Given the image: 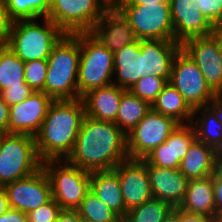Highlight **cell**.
<instances>
[{"instance_id":"cell-1","label":"cell","mask_w":222,"mask_h":222,"mask_svg":"<svg viewBox=\"0 0 222 222\" xmlns=\"http://www.w3.org/2000/svg\"><path fill=\"white\" fill-rule=\"evenodd\" d=\"M129 159L127 136L114 123L85 116L66 160L89 173L114 169Z\"/></svg>"},{"instance_id":"cell-2","label":"cell","mask_w":222,"mask_h":222,"mask_svg":"<svg viewBox=\"0 0 222 222\" xmlns=\"http://www.w3.org/2000/svg\"><path fill=\"white\" fill-rule=\"evenodd\" d=\"M85 116L81 98L54 100L51 103L35 136L36 150L42 162L62 160L70 155Z\"/></svg>"},{"instance_id":"cell-3","label":"cell","mask_w":222,"mask_h":222,"mask_svg":"<svg viewBox=\"0 0 222 222\" xmlns=\"http://www.w3.org/2000/svg\"><path fill=\"white\" fill-rule=\"evenodd\" d=\"M80 33L65 34L47 58L45 93L53 100H74L78 95Z\"/></svg>"},{"instance_id":"cell-4","label":"cell","mask_w":222,"mask_h":222,"mask_svg":"<svg viewBox=\"0 0 222 222\" xmlns=\"http://www.w3.org/2000/svg\"><path fill=\"white\" fill-rule=\"evenodd\" d=\"M17 20L12 24L9 47L24 62L47 60L53 47L65 33L50 19Z\"/></svg>"},{"instance_id":"cell-5","label":"cell","mask_w":222,"mask_h":222,"mask_svg":"<svg viewBox=\"0 0 222 222\" xmlns=\"http://www.w3.org/2000/svg\"><path fill=\"white\" fill-rule=\"evenodd\" d=\"M42 167L35 137L0 134V187L27 177Z\"/></svg>"},{"instance_id":"cell-6","label":"cell","mask_w":222,"mask_h":222,"mask_svg":"<svg viewBox=\"0 0 222 222\" xmlns=\"http://www.w3.org/2000/svg\"><path fill=\"white\" fill-rule=\"evenodd\" d=\"M114 53L89 32L80 33V63L77 88L82 97L95 88L113 84Z\"/></svg>"},{"instance_id":"cell-7","label":"cell","mask_w":222,"mask_h":222,"mask_svg":"<svg viewBox=\"0 0 222 222\" xmlns=\"http://www.w3.org/2000/svg\"><path fill=\"white\" fill-rule=\"evenodd\" d=\"M42 168L50 182L52 199L62 209L76 210L90 190V173L66 159L43 161Z\"/></svg>"},{"instance_id":"cell-8","label":"cell","mask_w":222,"mask_h":222,"mask_svg":"<svg viewBox=\"0 0 222 222\" xmlns=\"http://www.w3.org/2000/svg\"><path fill=\"white\" fill-rule=\"evenodd\" d=\"M110 7L105 0H50L47 18L65 34L86 33Z\"/></svg>"},{"instance_id":"cell-9","label":"cell","mask_w":222,"mask_h":222,"mask_svg":"<svg viewBox=\"0 0 222 222\" xmlns=\"http://www.w3.org/2000/svg\"><path fill=\"white\" fill-rule=\"evenodd\" d=\"M130 22L138 40L174 41V28L169 3L115 5Z\"/></svg>"},{"instance_id":"cell-10","label":"cell","mask_w":222,"mask_h":222,"mask_svg":"<svg viewBox=\"0 0 222 222\" xmlns=\"http://www.w3.org/2000/svg\"><path fill=\"white\" fill-rule=\"evenodd\" d=\"M168 82L176 88L193 110L207 106L216 96L207 85L200 69L182 49L174 57Z\"/></svg>"},{"instance_id":"cell-11","label":"cell","mask_w":222,"mask_h":222,"mask_svg":"<svg viewBox=\"0 0 222 222\" xmlns=\"http://www.w3.org/2000/svg\"><path fill=\"white\" fill-rule=\"evenodd\" d=\"M178 126L179 123L173 118L151 109L126 135L129 159L145 158L154 148L164 143Z\"/></svg>"},{"instance_id":"cell-12","label":"cell","mask_w":222,"mask_h":222,"mask_svg":"<svg viewBox=\"0 0 222 222\" xmlns=\"http://www.w3.org/2000/svg\"><path fill=\"white\" fill-rule=\"evenodd\" d=\"M4 189L10 208L25 214L52 200L50 182L42 167L27 177L5 185Z\"/></svg>"},{"instance_id":"cell-13","label":"cell","mask_w":222,"mask_h":222,"mask_svg":"<svg viewBox=\"0 0 222 222\" xmlns=\"http://www.w3.org/2000/svg\"><path fill=\"white\" fill-rule=\"evenodd\" d=\"M181 49L197 65L207 85L215 94H222V56L216 41L209 35L184 41Z\"/></svg>"},{"instance_id":"cell-14","label":"cell","mask_w":222,"mask_h":222,"mask_svg":"<svg viewBox=\"0 0 222 222\" xmlns=\"http://www.w3.org/2000/svg\"><path fill=\"white\" fill-rule=\"evenodd\" d=\"M114 170L119 177L127 211L153 198L144 159H127L119 163Z\"/></svg>"},{"instance_id":"cell-15","label":"cell","mask_w":222,"mask_h":222,"mask_svg":"<svg viewBox=\"0 0 222 222\" xmlns=\"http://www.w3.org/2000/svg\"><path fill=\"white\" fill-rule=\"evenodd\" d=\"M53 101L45 92H34L26 100L11 106L8 133L35 137Z\"/></svg>"},{"instance_id":"cell-16","label":"cell","mask_w":222,"mask_h":222,"mask_svg":"<svg viewBox=\"0 0 222 222\" xmlns=\"http://www.w3.org/2000/svg\"><path fill=\"white\" fill-rule=\"evenodd\" d=\"M174 28V41H184L211 34L213 25L201 13L197 3L190 0H169Z\"/></svg>"},{"instance_id":"cell-17","label":"cell","mask_w":222,"mask_h":222,"mask_svg":"<svg viewBox=\"0 0 222 222\" xmlns=\"http://www.w3.org/2000/svg\"><path fill=\"white\" fill-rule=\"evenodd\" d=\"M89 33L112 53L138 40L130 22L115 6L104 13Z\"/></svg>"},{"instance_id":"cell-18","label":"cell","mask_w":222,"mask_h":222,"mask_svg":"<svg viewBox=\"0 0 222 222\" xmlns=\"http://www.w3.org/2000/svg\"><path fill=\"white\" fill-rule=\"evenodd\" d=\"M195 139V130L191 124H179L164 143L143 159L153 166L179 169L181 160Z\"/></svg>"},{"instance_id":"cell-19","label":"cell","mask_w":222,"mask_h":222,"mask_svg":"<svg viewBox=\"0 0 222 222\" xmlns=\"http://www.w3.org/2000/svg\"><path fill=\"white\" fill-rule=\"evenodd\" d=\"M181 49L176 41L161 39L140 40L143 56V78L157 76L170 80L175 55Z\"/></svg>"},{"instance_id":"cell-20","label":"cell","mask_w":222,"mask_h":222,"mask_svg":"<svg viewBox=\"0 0 222 222\" xmlns=\"http://www.w3.org/2000/svg\"><path fill=\"white\" fill-rule=\"evenodd\" d=\"M151 191L154 198L168 202L173 207L182 203L189 180L179 169L163 168L146 162Z\"/></svg>"},{"instance_id":"cell-21","label":"cell","mask_w":222,"mask_h":222,"mask_svg":"<svg viewBox=\"0 0 222 222\" xmlns=\"http://www.w3.org/2000/svg\"><path fill=\"white\" fill-rule=\"evenodd\" d=\"M125 91L115 84L88 91L81 97L86 116L102 121L115 122L122 94Z\"/></svg>"},{"instance_id":"cell-22","label":"cell","mask_w":222,"mask_h":222,"mask_svg":"<svg viewBox=\"0 0 222 222\" xmlns=\"http://www.w3.org/2000/svg\"><path fill=\"white\" fill-rule=\"evenodd\" d=\"M140 78H143V56L137 40L114 53L113 84L129 90Z\"/></svg>"},{"instance_id":"cell-23","label":"cell","mask_w":222,"mask_h":222,"mask_svg":"<svg viewBox=\"0 0 222 222\" xmlns=\"http://www.w3.org/2000/svg\"><path fill=\"white\" fill-rule=\"evenodd\" d=\"M178 208L187 213L207 215L220 220L215 207L212 175L189 180L185 197Z\"/></svg>"},{"instance_id":"cell-24","label":"cell","mask_w":222,"mask_h":222,"mask_svg":"<svg viewBox=\"0 0 222 222\" xmlns=\"http://www.w3.org/2000/svg\"><path fill=\"white\" fill-rule=\"evenodd\" d=\"M217 165L213 147L195 139L181 160L179 170L188 180H194L213 175Z\"/></svg>"},{"instance_id":"cell-25","label":"cell","mask_w":222,"mask_h":222,"mask_svg":"<svg viewBox=\"0 0 222 222\" xmlns=\"http://www.w3.org/2000/svg\"><path fill=\"white\" fill-rule=\"evenodd\" d=\"M90 190L121 219L125 217L127 210L120 189L119 177L114 169L91 172Z\"/></svg>"},{"instance_id":"cell-26","label":"cell","mask_w":222,"mask_h":222,"mask_svg":"<svg viewBox=\"0 0 222 222\" xmlns=\"http://www.w3.org/2000/svg\"><path fill=\"white\" fill-rule=\"evenodd\" d=\"M154 112L173 118L179 124H191L194 110L169 82L151 104Z\"/></svg>"},{"instance_id":"cell-27","label":"cell","mask_w":222,"mask_h":222,"mask_svg":"<svg viewBox=\"0 0 222 222\" xmlns=\"http://www.w3.org/2000/svg\"><path fill=\"white\" fill-rule=\"evenodd\" d=\"M151 110V105L129 90L122 94L115 124L127 135Z\"/></svg>"},{"instance_id":"cell-28","label":"cell","mask_w":222,"mask_h":222,"mask_svg":"<svg viewBox=\"0 0 222 222\" xmlns=\"http://www.w3.org/2000/svg\"><path fill=\"white\" fill-rule=\"evenodd\" d=\"M191 125L196 139L205 145L214 147L222 137V124L208 106L194 109Z\"/></svg>"},{"instance_id":"cell-29","label":"cell","mask_w":222,"mask_h":222,"mask_svg":"<svg viewBox=\"0 0 222 222\" xmlns=\"http://www.w3.org/2000/svg\"><path fill=\"white\" fill-rule=\"evenodd\" d=\"M25 62L9 47H0V93L25 83Z\"/></svg>"},{"instance_id":"cell-30","label":"cell","mask_w":222,"mask_h":222,"mask_svg":"<svg viewBox=\"0 0 222 222\" xmlns=\"http://www.w3.org/2000/svg\"><path fill=\"white\" fill-rule=\"evenodd\" d=\"M173 209L168 202L153 197L128 210L122 222H163Z\"/></svg>"},{"instance_id":"cell-31","label":"cell","mask_w":222,"mask_h":222,"mask_svg":"<svg viewBox=\"0 0 222 222\" xmlns=\"http://www.w3.org/2000/svg\"><path fill=\"white\" fill-rule=\"evenodd\" d=\"M13 21L40 19L48 16L50 0H4Z\"/></svg>"},{"instance_id":"cell-32","label":"cell","mask_w":222,"mask_h":222,"mask_svg":"<svg viewBox=\"0 0 222 222\" xmlns=\"http://www.w3.org/2000/svg\"><path fill=\"white\" fill-rule=\"evenodd\" d=\"M81 216L93 222H122V219L104 204L91 190L76 209Z\"/></svg>"},{"instance_id":"cell-33","label":"cell","mask_w":222,"mask_h":222,"mask_svg":"<svg viewBox=\"0 0 222 222\" xmlns=\"http://www.w3.org/2000/svg\"><path fill=\"white\" fill-rule=\"evenodd\" d=\"M167 83L162 77L147 76L140 78L129 91L151 105Z\"/></svg>"},{"instance_id":"cell-34","label":"cell","mask_w":222,"mask_h":222,"mask_svg":"<svg viewBox=\"0 0 222 222\" xmlns=\"http://www.w3.org/2000/svg\"><path fill=\"white\" fill-rule=\"evenodd\" d=\"M47 67V60H32L25 62V83L34 92H45Z\"/></svg>"},{"instance_id":"cell-35","label":"cell","mask_w":222,"mask_h":222,"mask_svg":"<svg viewBox=\"0 0 222 222\" xmlns=\"http://www.w3.org/2000/svg\"><path fill=\"white\" fill-rule=\"evenodd\" d=\"M63 209L52 199L48 203L27 214L28 222H55Z\"/></svg>"},{"instance_id":"cell-36","label":"cell","mask_w":222,"mask_h":222,"mask_svg":"<svg viewBox=\"0 0 222 222\" xmlns=\"http://www.w3.org/2000/svg\"><path fill=\"white\" fill-rule=\"evenodd\" d=\"M201 13L212 24L222 23V0H195Z\"/></svg>"},{"instance_id":"cell-37","label":"cell","mask_w":222,"mask_h":222,"mask_svg":"<svg viewBox=\"0 0 222 222\" xmlns=\"http://www.w3.org/2000/svg\"><path fill=\"white\" fill-rule=\"evenodd\" d=\"M34 91L24 83L22 86L9 87L0 94L2 99L11 107L26 100Z\"/></svg>"},{"instance_id":"cell-38","label":"cell","mask_w":222,"mask_h":222,"mask_svg":"<svg viewBox=\"0 0 222 222\" xmlns=\"http://www.w3.org/2000/svg\"><path fill=\"white\" fill-rule=\"evenodd\" d=\"M13 22L7 13L4 0H0V47L8 45Z\"/></svg>"},{"instance_id":"cell-39","label":"cell","mask_w":222,"mask_h":222,"mask_svg":"<svg viewBox=\"0 0 222 222\" xmlns=\"http://www.w3.org/2000/svg\"><path fill=\"white\" fill-rule=\"evenodd\" d=\"M214 194H215V207L217 215L222 216V173L217 171L212 175Z\"/></svg>"},{"instance_id":"cell-40","label":"cell","mask_w":222,"mask_h":222,"mask_svg":"<svg viewBox=\"0 0 222 222\" xmlns=\"http://www.w3.org/2000/svg\"><path fill=\"white\" fill-rule=\"evenodd\" d=\"M178 222H220V220L207 215L187 213L178 208Z\"/></svg>"},{"instance_id":"cell-41","label":"cell","mask_w":222,"mask_h":222,"mask_svg":"<svg viewBox=\"0 0 222 222\" xmlns=\"http://www.w3.org/2000/svg\"><path fill=\"white\" fill-rule=\"evenodd\" d=\"M10 106L2 99L0 94V134L8 133Z\"/></svg>"},{"instance_id":"cell-42","label":"cell","mask_w":222,"mask_h":222,"mask_svg":"<svg viewBox=\"0 0 222 222\" xmlns=\"http://www.w3.org/2000/svg\"><path fill=\"white\" fill-rule=\"evenodd\" d=\"M0 222H28V218L24 212L10 208L0 216Z\"/></svg>"},{"instance_id":"cell-43","label":"cell","mask_w":222,"mask_h":222,"mask_svg":"<svg viewBox=\"0 0 222 222\" xmlns=\"http://www.w3.org/2000/svg\"><path fill=\"white\" fill-rule=\"evenodd\" d=\"M81 216L77 210L63 209L55 222H80Z\"/></svg>"},{"instance_id":"cell-44","label":"cell","mask_w":222,"mask_h":222,"mask_svg":"<svg viewBox=\"0 0 222 222\" xmlns=\"http://www.w3.org/2000/svg\"><path fill=\"white\" fill-rule=\"evenodd\" d=\"M222 124V94H216L215 99L207 105Z\"/></svg>"},{"instance_id":"cell-45","label":"cell","mask_w":222,"mask_h":222,"mask_svg":"<svg viewBox=\"0 0 222 222\" xmlns=\"http://www.w3.org/2000/svg\"><path fill=\"white\" fill-rule=\"evenodd\" d=\"M210 36L216 41L219 53L222 56V23L213 25Z\"/></svg>"},{"instance_id":"cell-46","label":"cell","mask_w":222,"mask_h":222,"mask_svg":"<svg viewBox=\"0 0 222 222\" xmlns=\"http://www.w3.org/2000/svg\"><path fill=\"white\" fill-rule=\"evenodd\" d=\"M156 3H169V0H119L116 5H146Z\"/></svg>"},{"instance_id":"cell-47","label":"cell","mask_w":222,"mask_h":222,"mask_svg":"<svg viewBox=\"0 0 222 222\" xmlns=\"http://www.w3.org/2000/svg\"><path fill=\"white\" fill-rule=\"evenodd\" d=\"M10 209L7 193L4 187H0V216Z\"/></svg>"},{"instance_id":"cell-48","label":"cell","mask_w":222,"mask_h":222,"mask_svg":"<svg viewBox=\"0 0 222 222\" xmlns=\"http://www.w3.org/2000/svg\"><path fill=\"white\" fill-rule=\"evenodd\" d=\"M163 222H178V207H174Z\"/></svg>"},{"instance_id":"cell-49","label":"cell","mask_w":222,"mask_h":222,"mask_svg":"<svg viewBox=\"0 0 222 222\" xmlns=\"http://www.w3.org/2000/svg\"><path fill=\"white\" fill-rule=\"evenodd\" d=\"M213 151H214L215 157L217 159H220L222 157V137L216 143V145L213 147Z\"/></svg>"},{"instance_id":"cell-50","label":"cell","mask_w":222,"mask_h":222,"mask_svg":"<svg viewBox=\"0 0 222 222\" xmlns=\"http://www.w3.org/2000/svg\"><path fill=\"white\" fill-rule=\"evenodd\" d=\"M110 6H115L119 0H105Z\"/></svg>"},{"instance_id":"cell-51","label":"cell","mask_w":222,"mask_h":222,"mask_svg":"<svg viewBox=\"0 0 222 222\" xmlns=\"http://www.w3.org/2000/svg\"><path fill=\"white\" fill-rule=\"evenodd\" d=\"M217 169L222 173V157L218 159Z\"/></svg>"},{"instance_id":"cell-52","label":"cell","mask_w":222,"mask_h":222,"mask_svg":"<svg viewBox=\"0 0 222 222\" xmlns=\"http://www.w3.org/2000/svg\"><path fill=\"white\" fill-rule=\"evenodd\" d=\"M80 222H93V221L87 220V219H85V218H81V221H80Z\"/></svg>"}]
</instances>
